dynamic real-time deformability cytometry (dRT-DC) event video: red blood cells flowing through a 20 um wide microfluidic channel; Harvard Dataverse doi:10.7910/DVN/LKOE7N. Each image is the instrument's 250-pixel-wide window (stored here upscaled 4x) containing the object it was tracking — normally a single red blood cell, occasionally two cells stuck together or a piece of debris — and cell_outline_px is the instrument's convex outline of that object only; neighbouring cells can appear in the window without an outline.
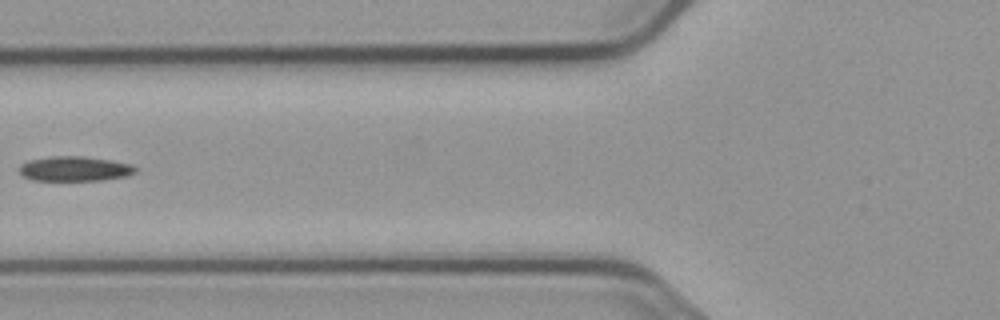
{"species": "common noctule bat (a hibernating species)", "species_latin": "Nyctalus noctula", "temperature_condition": "cold", "stored_images_in_passage": 7, "camera_frame_rate_fps": 3000, "um_per_image_px": 0.085, "animal": {"sex": "male", "body_mass_g": 23.1, "forearm_length_mm": 52.7}, "frame": {"image": 1, "passage_image": 6, "time_ms": 6.0, "image_size_px": [1000, 320], "cell_outline_px": [[136, 172], [128, 176], [100, 180], [32, 180], [20, 176], [16, 168], [20, 164], [28, 160], [52, 156], [80, 156], [108, 160], [132, 164], [136, 168]], "centroid_in_image_um": [6.27, 14.35], "position_along_channel_um": 119.5, "area_um2": 16.94}}
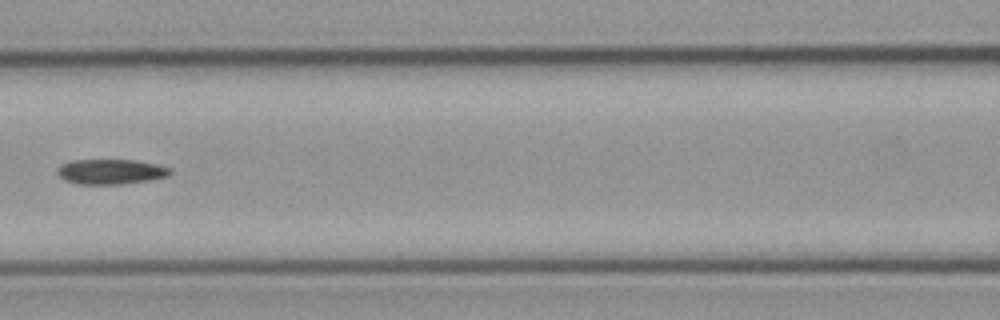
{"frame": {"image": 2, "passage_image": 7, "time_ms": 7.0, "image_size_px": [1000, 320], "cell_outline_px": [[172, 172], [168, 176], [148, 180], [120, 184], [80, 184], [64, 180], [56, 172], [56, 168], [72, 160], [136, 160], [156, 164], [172, 168]], "centroid_in_image_um": [9.43, 14.59], "position_along_channel_um": 157.2, "area_um2": 16.42}}